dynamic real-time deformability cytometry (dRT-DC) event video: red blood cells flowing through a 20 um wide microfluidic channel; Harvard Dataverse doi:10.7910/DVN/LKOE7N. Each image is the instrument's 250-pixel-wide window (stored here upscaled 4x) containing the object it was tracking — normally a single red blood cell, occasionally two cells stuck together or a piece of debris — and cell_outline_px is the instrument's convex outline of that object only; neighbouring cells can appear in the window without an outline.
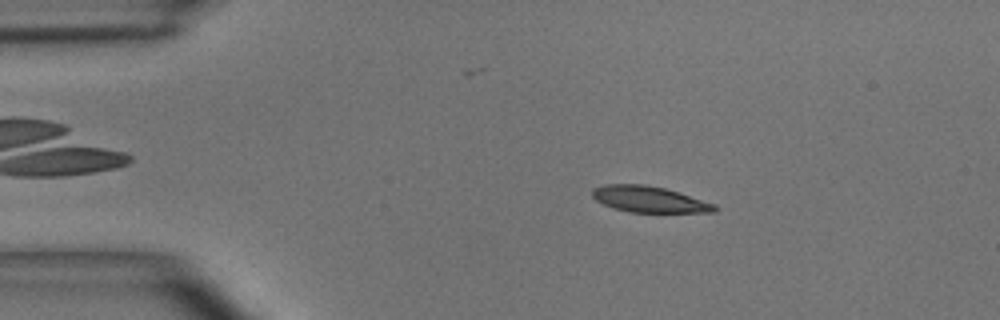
{"species": "common noctule bat (a hibernating species)", "species_latin": "Nyctalus noctula", "temperature_condition": "room temperature", "stored_images_in_passage": 44, "camera_frame_rate_fps": 3000, "um_per_image_px": 0.085, "animal": {"sex": "male", "body_mass_g": 15.6}, "frame": {"image": 1, "passage_image": 4, "time_ms": 1.0, "image_size_px": [1000, 320], "cell_outline_px": [[720, 208], [716, 212], [628, 212], [604, 204], [596, 200], [592, 196], [592, 188], [604, 184], [644, 184], [664, 188], [716, 204]], "centroid_in_image_um": [55.19, 16.94], "position_along_channel_um": 29.8, "area_um2": 18.55}}
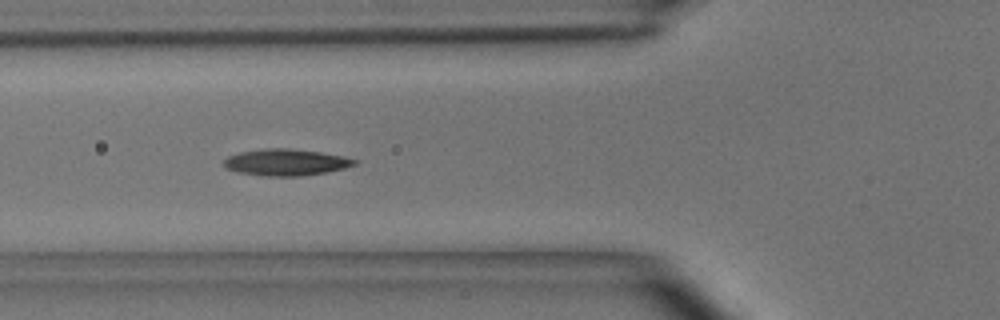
{"frame": {"image": 2, "passage_image": 13, "time_ms": 4.0, "image_size_px": [1000, 320], "cell_outline_px": [[360, 160], [356, 164], [344, 168], [328, 172], [300, 176], [260, 176], [236, 172], [224, 168], [220, 164], [228, 156], [240, 152], [264, 148], [288, 148], [320, 152], [344, 156]], "centroid_in_image_um": [24.27, 13.8], "position_along_channel_um": 101.5, "area_um2": 20.58}}
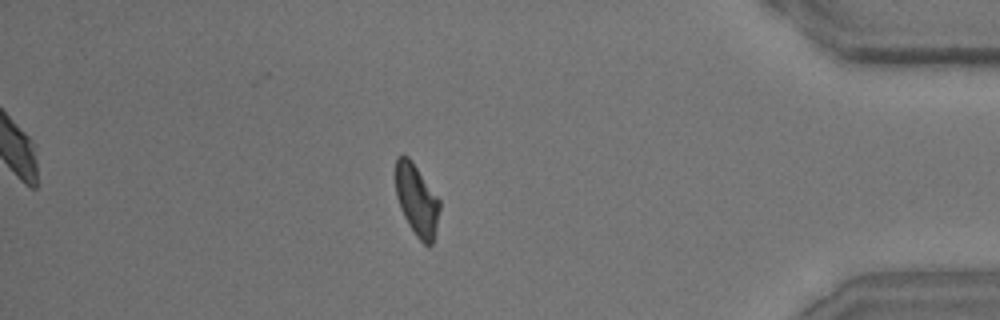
{"frame": {"image": 3, "passage_image": 38, "time_ms": 12.333, "image_size_px": [1000, 320], "cell_outline_px": [[440, 208], [432, 244], [428, 248], [416, 236], [408, 224], [400, 208], [396, 196], [396, 156], [408, 156], [412, 160], [440, 200]], "centroid_in_image_um": [35.42, 17.01], "position_along_channel_um": 399.8, "area_um2": 18.26}, "authors_computed_cell_mechanics": {"area_um2": 19.0451, "velocity_mm_per_s": 4.0354, "shape_relaxation_time_tau1_ms": 3.3265, "shape_relaxation_time_tau2_ms": 4.4742, "deformation_change_tau1": 0.1462, "deformation_change_tau2": 0.1139}}